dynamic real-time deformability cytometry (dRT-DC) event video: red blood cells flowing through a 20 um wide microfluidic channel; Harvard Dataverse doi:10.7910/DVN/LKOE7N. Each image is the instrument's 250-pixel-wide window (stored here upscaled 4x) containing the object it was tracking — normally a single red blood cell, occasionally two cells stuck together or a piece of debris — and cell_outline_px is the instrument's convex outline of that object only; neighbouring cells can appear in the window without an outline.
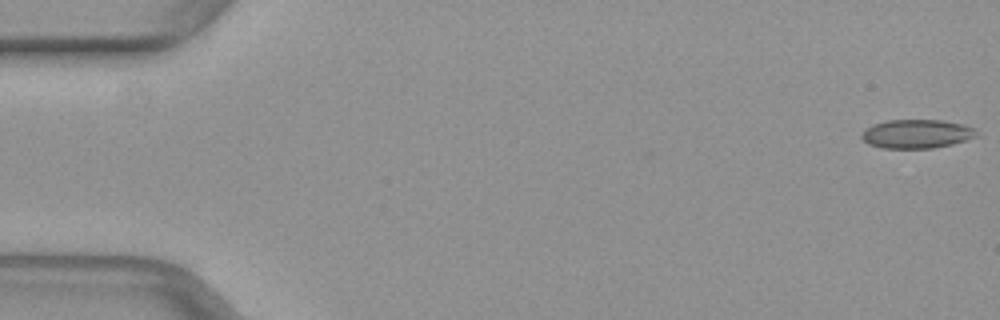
{"species": "common noctule bat (a hibernating species)", "species_latin": "Nyctalus noctula", "temperature_condition": "warm", "stored_images_in_passage": 48, "camera_frame_rate_fps": 3000, "um_per_image_px": 0.085, "animal": {"sex": "female", "body_mass_g": 29.2, "forearm_length_mm": 56.3}, "frame": {"image": 1, "passage_image": 1, "time_ms": 0.0, "image_size_px": [1000, 320], "cell_outline_px": [[980, 136], [952, 144], [932, 148], [884, 148], [868, 144], [860, 136], [872, 124], [888, 120], [940, 120], [964, 124], [972, 128]], "centroid_in_image_um": [77.94, 11.38], "position_along_channel_um": 7.1, "area_um2": 19.19}}
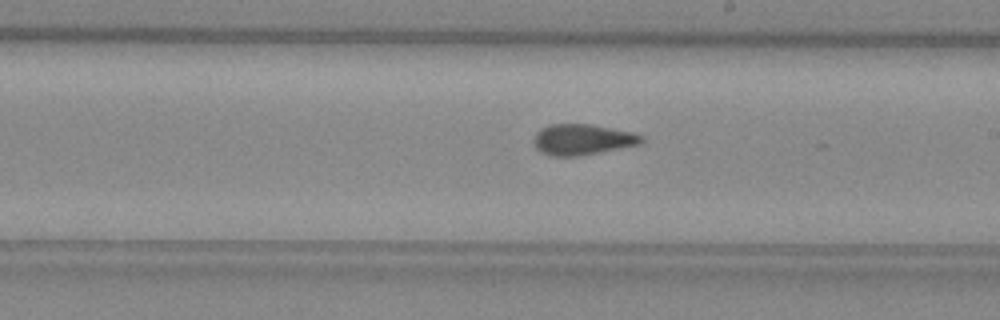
{"frame": {"image": 2, "passage_image": 29, "time_ms": 9.333, "image_size_px": [1000, 320], "cell_outline_px": [[644, 140], [640, 144], [580, 156], [552, 156], [540, 152], [536, 148], [532, 140], [536, 132], [540, 128], [548, 124], [592, 124], [632, 132], [644, 136]], "centroid_in_image_um": [49.47, 11.85], "position_along_channel_um": 239.5, "area_um2": 19.54}}
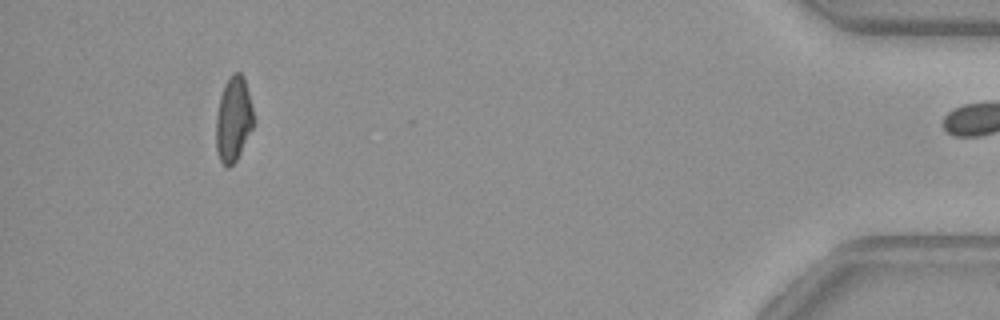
{"frame": {"image": 3, "passage_image": 47, "time_ms": 15.333, "image_size_px": [1000, 320], "cell_outline_px": [[252, 128], [236, 160], [228, 168], [220, 160], [216, 148], [216, 116], [220, 96], [224, 84], [228, 76], [232, 72], [240, 72], [244, 76], [252, 108]], "centroid_in_image_um": [19.81, 10.08], "position_along_channel_um": 415.4, "area_um2": 18.32}}